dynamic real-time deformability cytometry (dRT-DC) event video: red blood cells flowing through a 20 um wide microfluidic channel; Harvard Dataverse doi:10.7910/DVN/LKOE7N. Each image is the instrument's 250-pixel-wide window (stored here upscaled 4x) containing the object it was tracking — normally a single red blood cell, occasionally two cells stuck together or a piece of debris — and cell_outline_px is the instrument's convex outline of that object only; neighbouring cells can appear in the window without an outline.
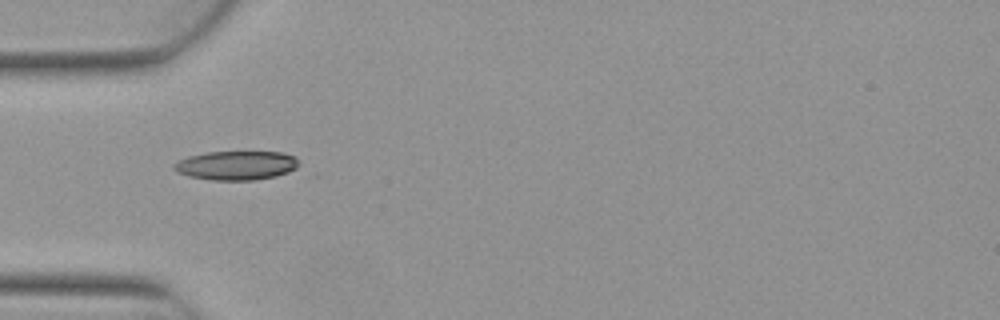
{"species": "Egyptian fruit bat (a non-hibernating species)", "species_latin": "Rousettus aegyptiacus", "temperature_condition": "warm", "stored_images_in_passage": 4, "camera_frame_rate_fps": 3000, "um_per_image_px": 0.085, "animal": {"sex": "female"}, "frame": {"image": 1, "passage_image": 1, "time_ms": 0.0, "image_size_px": [1000, 320], "cell_outline_px": [[300, 164], [296, 168], [288, 172], [276, 176], [256, 180], [212, 180], [188, 176], [176, 172], [172, 168], [172, 164], [188, 156], [208, 152], [284, 152], [296, 156]], "centroid_in_image_um": [20.1, 14.06], "position_along_channel_um": 64.9, "area_um2": 21.33}}
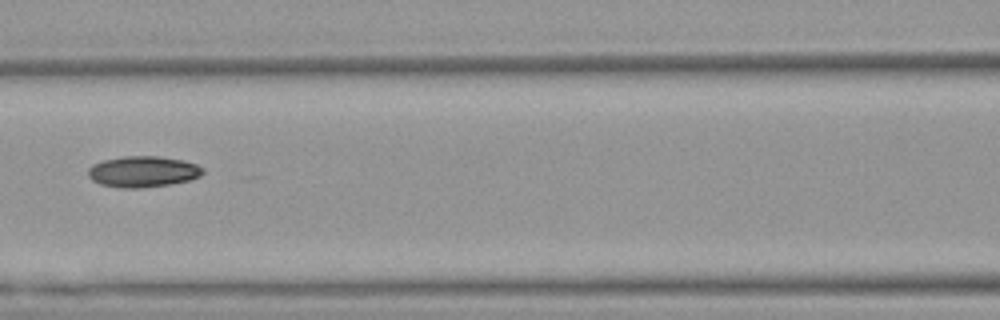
{"frame": {"image": 2, "passage_image": 3, "time_ms": 0.667, "image_size_px": [1000, 320], "cell_outline_px": [[204, 172], [200, 176], [188, 180], [168, 184], [144, 188], [120, 188], [100, 184], [92, 180], [88, 176], [88, 168], [92, 164], [104, 160], [124, 156], [156, 156], [180, 160], [196, 164], [204, 168]], "centroid_in_image_um": [12.12, 14.59], "position_along_channel_um": 154.5, "area_um2": 20.69}}
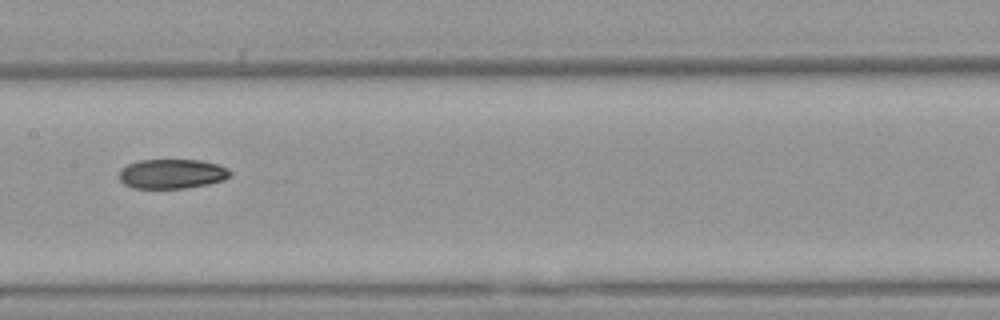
{"frame": {"image": 3, "passage_image": 4, "time_ms": 1.0, "image_size_px": [1000, 320], "cell_outline_px": [[232, 172], [224, 180], [208, 184], [184, 188], [132, 188], [124, 184], [120, 180], [120, 168], [128, 164], [140, 160], [200, 160], [216, 164], [228, 168]], "centroid_in_image_um": [14.6, 14.77], "position_along_channel_um": 192.8, "area_um2": 19.07}}